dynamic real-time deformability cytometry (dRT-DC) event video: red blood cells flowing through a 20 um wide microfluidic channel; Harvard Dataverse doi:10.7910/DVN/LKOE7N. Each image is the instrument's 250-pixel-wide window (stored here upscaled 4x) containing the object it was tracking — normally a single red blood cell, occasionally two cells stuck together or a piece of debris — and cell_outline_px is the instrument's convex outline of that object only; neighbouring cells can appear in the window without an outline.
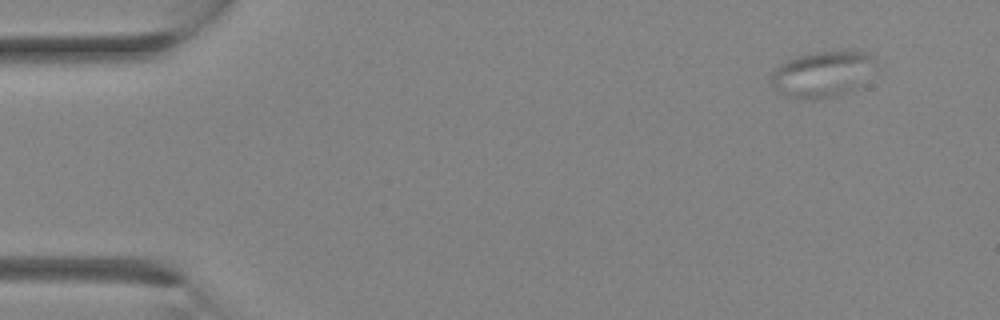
{"species": "Egyptian fruit bat (a non-hibernating species)", "species_latin": "Rousettus aegyptiacus", "temperature_condition": "room temperature", "stored_images_in_passage": 28, "camera_frame_rate_fps": 3000, "um_per_image_px": 0.085, "animal": {"sex": "female"}, "frame": {"image": 1, "passage_image": 1, "time_ms": 0.0, "image_size_px": [1000, 320], "cell_outline_px": [[876, 64], [848, 92], [824, 100], [804, 100], [788, 96], [776, 92], [772, 88], [772, 72], [780, 64], [788, 60], [800, 56], [820, 52], [864, 52], [872, 56], [876, 60]], "centroid_in_image_um": [69.81, 6.34], "position_along_channel_um": 15.2, "area_um2": 27.28}}
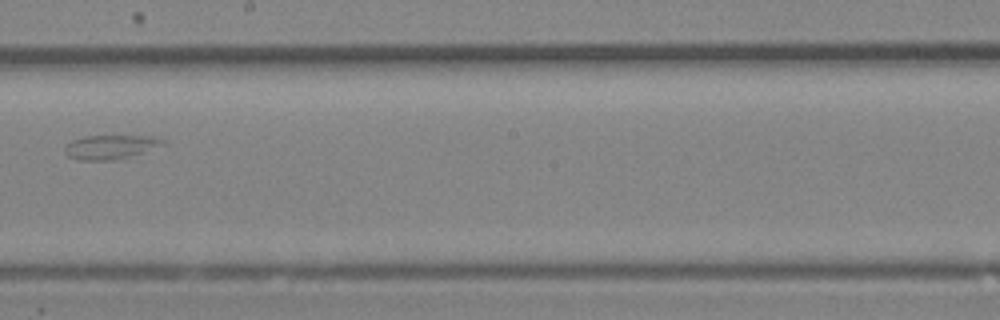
{"frame": {"image": 2, "passage_image": 16, "time_ms": 5.0, "image_size_px": [1000, 320], "cell_outline_px": [[164, 144], [140, 152], [112, 160], [80, 160], [68, 156], [68, 144], [72, 140], [84, 136], [152, 136], [164, 140]], "centroid_in_image_um": [9.37, 12.47], "position_along_channel_um": 238.8, "area_um2": 13.06}}
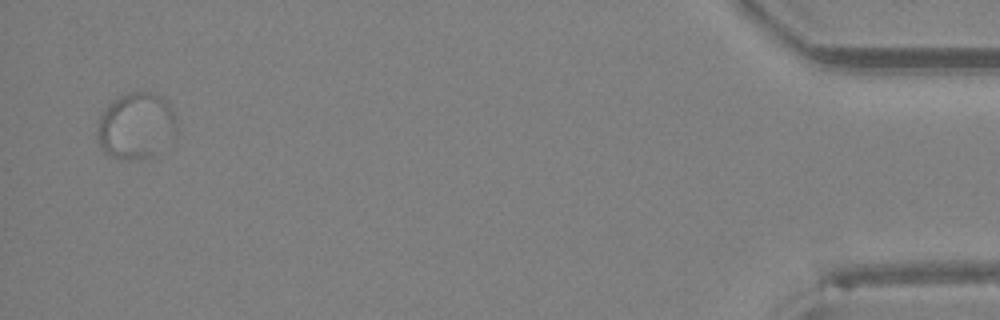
{"frame": {"image": 3, "passage_image": 28, "time_ms": 9.0, "image_size_px": [1000, 320], "cell_outline_px": [[176, 132], [144, 156], [128, 160], [124, 160], [112, 156], [104, 152], [96, 140], [96, 128], [100, 116], [108, 104], [112, 100], [128, 92], [152, 92], [168, 100], [176, 120]], "centroid_in_image_um": [11.48, 10.62], "position_along_channel_um": 423.7, "area_um2": 29.88}}